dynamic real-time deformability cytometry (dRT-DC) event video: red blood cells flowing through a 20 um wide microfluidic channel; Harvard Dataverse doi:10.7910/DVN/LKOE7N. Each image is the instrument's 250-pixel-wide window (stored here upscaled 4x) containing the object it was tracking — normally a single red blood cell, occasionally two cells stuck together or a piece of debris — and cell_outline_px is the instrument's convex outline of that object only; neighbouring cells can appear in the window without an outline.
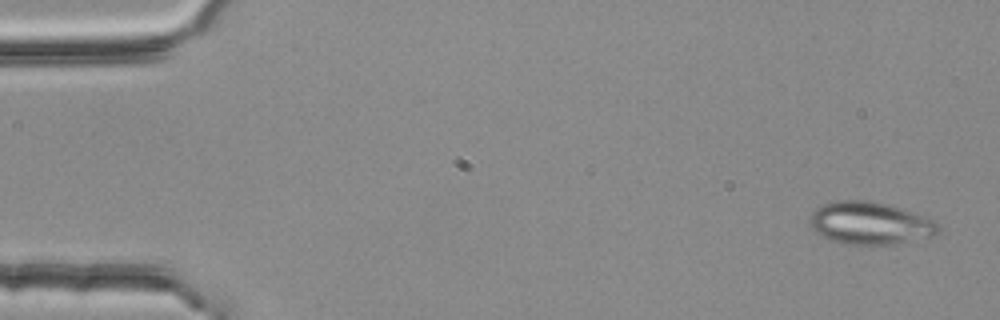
{"species": "common noctule bat (a hibernating species)", "species_latin": "Nyctalus noctula", "temperature_condition": "room temperature", "stored_images_in_passage": 4, "camera_frame_rate_fps": 3000, "um_per_image_px": 0.085, "animal": {"sex": "female", "body_mass_g": 25.1}, "frame": {"image": 1, "passage_image": 1, "time_ms": 0.0, "image_size_px": [1000, 320], "cell_outline_px": [[940, 236], [888, 244], [848, 244], [832, 240], [816, 232], [808, 224], [808, 220], [812, 212], [816, 208], [824, 204], [836, 200], [868, 200], [900, 208], [936, 220], [940, 224]], "centroid_in_image_um": [74.0, 18.97], "position_along_channel_um": 11.0, "area_um2": 31.91}}